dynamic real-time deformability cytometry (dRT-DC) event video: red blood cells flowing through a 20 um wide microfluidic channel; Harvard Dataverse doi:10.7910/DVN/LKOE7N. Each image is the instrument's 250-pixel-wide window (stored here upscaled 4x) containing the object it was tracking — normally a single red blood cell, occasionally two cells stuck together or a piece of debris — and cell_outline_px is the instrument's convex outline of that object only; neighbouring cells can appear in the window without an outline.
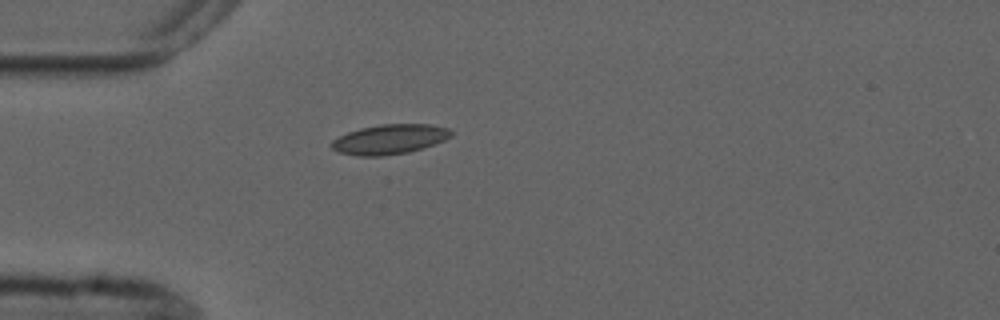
{"species": "common noctule bat (a hibernating species)", "species_latin": "Nyctalus noctula", "temperature_condition": "cold", "stored_images_in_passage": 1, "camera_frame_rate_fps": 3000, "um_per_image_px": 0.085, "animal": {"sex": "male", "forearm_length_mm": 52.5}, "frame": {"image": 1, "passage_image": 1, "time_ms": 0.0, "image_size_px": [1000, 320], "cell_outline_px": [[452, 136], [444, 140], [408, 152], [380, 156], [360, 156], [340, 152], [332, 148], [328, 144], [332, 140], [348, 132], [360, 128], [380, 124], [432, 124], [448, 128], [452, 132]], "centroid_in_image_um": [33.1, 11.82], "position_along_channel_um": 51.9, "area_um2": 20.58}}